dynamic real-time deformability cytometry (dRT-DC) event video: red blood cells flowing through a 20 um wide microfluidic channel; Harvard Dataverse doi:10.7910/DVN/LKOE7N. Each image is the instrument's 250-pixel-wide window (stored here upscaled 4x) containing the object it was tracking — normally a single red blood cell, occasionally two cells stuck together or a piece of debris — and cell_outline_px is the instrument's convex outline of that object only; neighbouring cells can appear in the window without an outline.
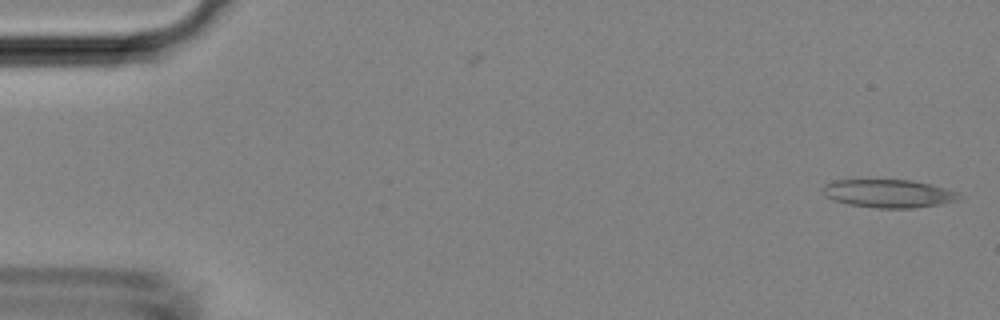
{"species": "Egyptian fruit bat (a non-hibernating species)", "species_latin": "Rousettus aegyptiacus", "temperature_condition": "room temperature", "stored_images_in_passage": 4, "camera_frame_rate_fps": 3000, "um_per_image_px": 0.085, "animal": {"sex": "female"}, "frame": {"image": 1, "passage_image": 4, "time_ms": 1.0, "image_size_px": [1000, 320], "cell_outline_px": [[964, 196], [956, 200], [940, 204], [912, 208], [876, 208], [848, 204], [832, 200], [824, 196], [820, 188], [824, 184], [832, 180], [912, 180], [932, 184], [960, 192]], "centroid_in_image_um": [75.51, 16.44], "position_along_channel_um": 9.5, "area_um2": 22.72}}